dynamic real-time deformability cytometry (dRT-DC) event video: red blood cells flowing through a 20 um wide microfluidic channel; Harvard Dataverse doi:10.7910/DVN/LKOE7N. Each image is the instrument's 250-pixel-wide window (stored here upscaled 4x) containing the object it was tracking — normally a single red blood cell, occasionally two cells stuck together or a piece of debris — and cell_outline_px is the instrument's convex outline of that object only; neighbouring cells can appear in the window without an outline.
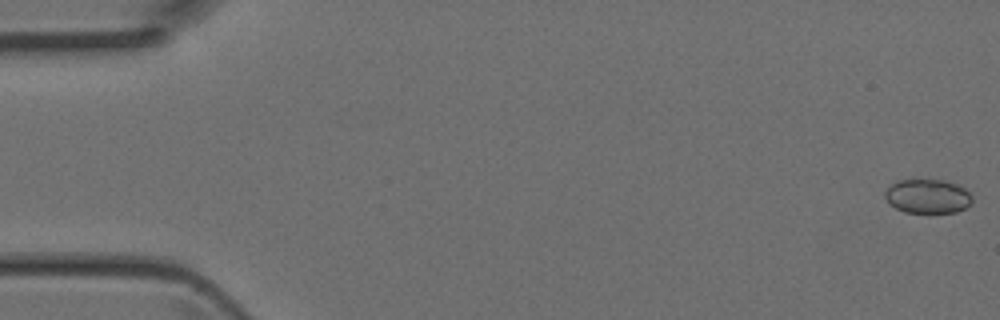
{"species": "Egyptian fruit bat (a non-hibernating species)", "species_latin": "Rousettus aegyptiacus", "temperature_condition": "room temperature", "stored_images_in_passage": 7, "camera_frame_rate_fps": 3000, "um_per_image_px": 0.085, "animal": {"sex": "female"}, "frame": {"image": 1, "passage_image": 1, "time_ms": 0.0, "image_size_px": [1000, 320], "cell_outline_px": [[972, 204], [956, 212], [932, 216], [904, 212], [888, 204], [884, 196], [884, 192], [896, 180], [912, 176], [944, 180], [956, 184], [964, 188], [972, 196]], "centroid_in_image_um": [78.81, 16.68], "position_along_channel_um": 6.2, "area_um2": 18.79}}
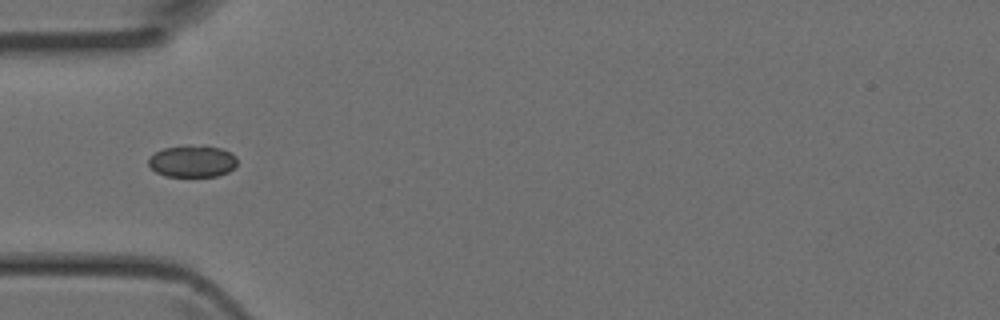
{"frame": {"image": 2, "passage_image": 5, "time_ms": 1.333, "image_size_px": [1000, 320], "cell_outline_px": [[236, 164], [228, 172], [216, 176], [164, 176], [156, 172], [148, 164], [148, 160], [156, 152], [164, 148], [184, 144], [204, 144], [220, 148], [232, 152], [236, 156]], "centroid_in_image_um": [16.36, 13.67], "position_along_channel_um": 68.6, "area_um2": 16.76}}
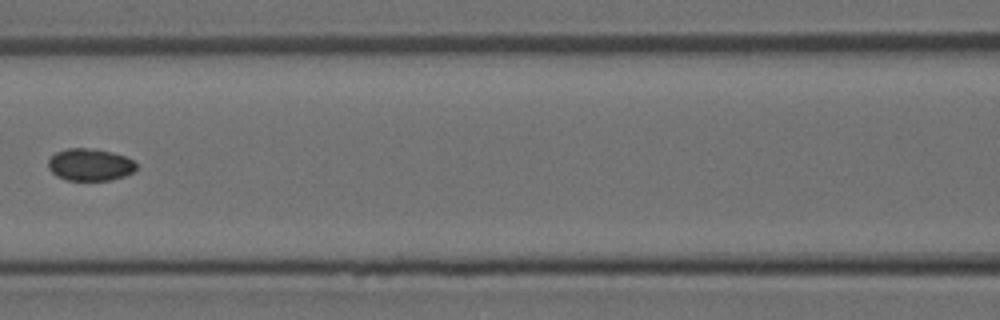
{"frame": {"image": 3, "passage_image": 7, "time_ms": 2.0, "image_size_px": [1000, 320], "cell_outline_px": [[136, 168], [132, 172], [124, 176], [112, 180], [68, 180], [56, 176], [48, 168], [48, 160], [56, 152], [68, 148], [96, 148], [112, 152], [124, 156], [132, 160], [136, 164]], "centroid_in_image_um": [7.63, 13.99], "position_along_channel_um": 159.0, "area_um2": 16.53}}